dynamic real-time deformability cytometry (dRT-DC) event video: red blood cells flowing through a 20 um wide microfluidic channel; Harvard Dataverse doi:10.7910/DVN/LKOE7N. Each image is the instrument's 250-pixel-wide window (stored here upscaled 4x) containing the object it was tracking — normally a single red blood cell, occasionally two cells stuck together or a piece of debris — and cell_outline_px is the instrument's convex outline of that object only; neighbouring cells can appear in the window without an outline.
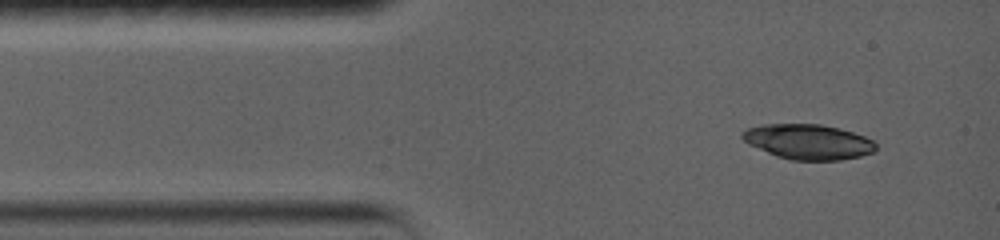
{"species": "common noctule bat (a hibernating species)", "species_latin": "Nyctalus noctula", "temperature_condition": "warm", "stored_images_in_passage": 3, "camera_frame_rate_fps": 5000, "um_per_image_px": 0.085, "animal": {"sex": "female", "body_mass_g": 19.0, "forearm_length_mm": 56.7}, "frame": {"image": 1, "passage_image": 1, "time_ms": 0.0, "image_size_px": [1000, 240], "cell_outline_px": [[876, 152], [860, 156], [840, 160], [792, 160], [776, 156], [748, 144], [740, 136], [740, 132], [748, 128], [764, 124], [820, 124], [852, 132], [864, 136], [872, 140], [876, 144]], "centroid_in_image_um": [68.68, 12.05], "position_along_channel_um": 16.3, "area_um2": 27.28}}
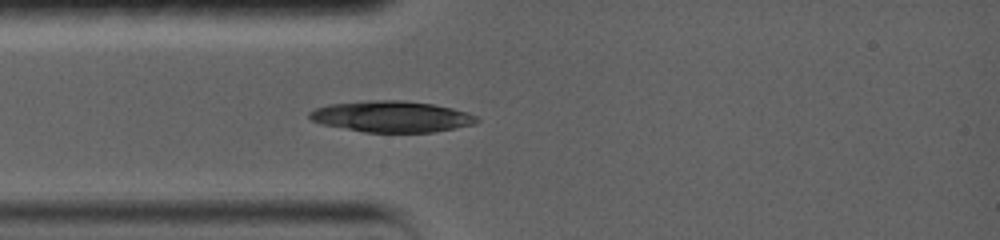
{"frame": {"image": 2, "passage_image": 3, "time_ms": 2.2, "image_size_px": [1000, 240], "cell_outline_px": [[480, 120], [476, 124], [432, 132], [364, 132], [320, 124], [312, 120], [308, 116], [308, 112], [316, 108], [328, 104], [368, 100], [404, 100], [432, 104], [452, 108], [468, 112], [476, 116]], "centroid_in_image_um": [33.27, 9.9], "position_along_channel_um": 51.7, "area_um2": 30.52}}